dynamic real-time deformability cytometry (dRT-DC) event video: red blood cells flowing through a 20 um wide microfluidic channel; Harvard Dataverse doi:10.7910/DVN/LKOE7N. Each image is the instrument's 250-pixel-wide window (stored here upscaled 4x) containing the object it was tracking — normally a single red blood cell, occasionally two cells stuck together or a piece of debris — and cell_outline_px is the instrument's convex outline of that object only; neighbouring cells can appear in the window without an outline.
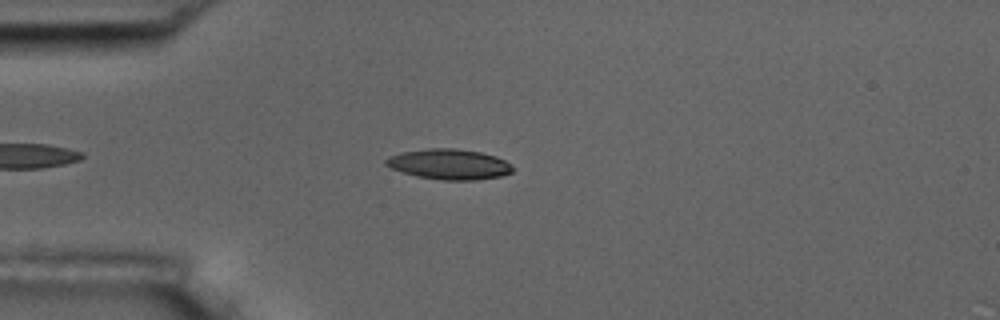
{"species": "common noctule bat (a hibernating species)", "species_latin": "Nyctalus noctula", "temperature_condition": "room temperature", "stored_images_in_passage": 4, "camera_frame_rate_fps": 3000, "um_per_image_px": 0.085, "animal": {"sex": "male", "body_mass_g": 17.5, "forearm_length_mm": 52.3}, "frame": {"image": 1, "passage_image": 2, "time_ms": 1.333, "image_size_px": [1000, 320], "cell_outline_px": [[516, 168], [512, 172], [500, 176], [476, 180], [440, 180], [416, 176], [392, 168], [384, 164], [384, 160], [388, 156], [400, 152], [428, 148], [456, 148], [480, 152], [496, 156], [512, 164]], "centroid_in_image_um": [38.19, 13.95], "position_along_channel_um": 46.8, "area_um2": 22.66}}